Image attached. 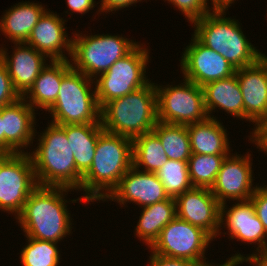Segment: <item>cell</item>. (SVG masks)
<instances>
[{
  "mask_svg": "<svg viewBox=\"0 0 267 266\" xmlns=\"http://www.w3.org/2000/svg\"><path fill=\"white\" fill-rule=\"evenodd\" d=\"M67 187L38 186L27 198L21 214L16 218L25 237L59 243L72 236L73 218L67 203H87L82 197L70 200ZM70 212V213H69Z\"/></svg>",
  "mask_w": 267,
  "mask_h": 266,
  "instance_id": "1",
  "label": "cell"
},
{
  "mask_svg": "<svg viewBox=\"0 0 267 266\" xmlns=\"http://www.w3.org/2000/svg\"><path fill=\"white\" fill-rule=\"evenodd\" d=\"M132 166V139L103 130L98 136L91 167L82 176L84 193L81 195L87 205L103 202Z\"/></svg>",
  "mask_w": 267,
  "mask_h": 266,
  "instance_id": "2",
  "label": "cell"
},
{
  "mask_svg": "<svg viewBox=\"0 0 267 266\" xmlns=\"http://www.w3.org/2000/svg\"><path fill=\"white\" fill-rule=\"evenodd\" d=\"M47 123L42 133L36 130V147L28 152L38 186L67 187L80 193L82 175L76 169L65 125H57L49 120Z\"/></svg>",
  "mask_w": 267,
  "mask_h": 266,
  "instance_id": "3",
  "label": "cell"
},
{
  "mask_svg": "<svg viewBox=\"0 0 267 266\" xmlns=\"http://www.w3.org/2000/svg\"><path fill=\"white\" fill-rule=\"evenodd\" d=\"M228 10H212L194 20L193 35L206 47L222 55L236 69L255 64L266 53L256 49L244 35L242 23L231 16ZM241 25V26H240Z\"/></svg>",
  "mask_w": 267,
  "mask_h": 266,
  "instance_id": "4",
  "label": "cell"
},
{
  "mask_svg": "<svg viewBox=\"0 0 267 266\" xmlns=\"http://www.w3.org/2000/svg\"><path fill=\"white\" fill-rule=\"evenodd\" d=\"M158 122L157 92L154 83L113 99L101 108L103 130L134 139L152 132Z\"/></svg>",
  "mask_w": 267,
  "mask_h": 266,
  "instance_id": "5",
  "label": "cell"
},
{
  "mask_svg": "<svg viewBox=\"0 0 267 266\" xmlns=\"http://www.w3.org/2000/svg\"><path fill=\"white\" fill-rule=\"evenodd\" d=\"M79 31L71 33L73 37L70 63L74 70L93 80L105 73L139 43L122 34H88L89 31H85L87 34H84Z\"/></svg>",
  "mask_w": 267,
  "mask_h": 266,
  "instance_id": "6",
  "label": "cell"
},
{
  "mask_svg": "<svg viewBox=\"0 0 267 266\" xmlns=\"http://www.w3.org/2000/svg\"><path fill=\"white\" fill-rule=\"evenodd\" d=\"M57 125L101 123L95 83L73 68L62 78L54 105L47 111Z\"/></svg>",
  "mask_w": 267,
  "mask_h": 266,
  "instance_id": "7",
  "label": "cell"
},
{
  "mask_svg": "<svg viewBox=\"0 0 267 266\" xmlns=\"http://www.w3.org/2000/svg\"><path fill=\"white\" fill-rule=\"evenodd\" d=\"M138 43L127 55L117 60L105 73L94 79L97 102L102 108L109 101L146 86L151 60L149 47Z\"/></svg>",
  "mask_w": 267,
  "mask_h": 266,
  "instance_id": "8",
  "label": "cell"
},
{
  "mask_svg": "<svg viewBox=\"0 0 267 266\" xmlns=\"http://www.w3.org/2000/svg\"><path fill=\"white\" fill-rule=\"evenodd\" d=\"M171 83H155L158 121L188 125L206 120L203 88L185 78L178 85Z\"/></svg>",
  "mask_w": 267,
  "mask_h": 266,
  "instance_id": "9",
  "label": "cell"
},
{
  "mask_svg": "<svg viewBox=\"0 0 267 266\" xmlns=\"http://www.w3.org/2000/svg\"><path fill=\"white\" fill-rule=\"evenodd\" d=\"M213 241L202 228L176 216L161 230L149 251L169 258L191 260L203 266L212 263L205 254Z\"/></svg>",
  "mask_w": 267,
  "mask_h": 266,
  "instance_id": "10",
  "label": "cell"
},
{
  "mask_svg": "<svg viewBox=\"0 0 267 266\" xmlns=\"http://www.w3.org/2000/svg\"><path fill=\"white\" fill-rule=\"evenodd\" d=\"M38 187L29 153L11 154L0 165V210L14 215L22 212L30 194Z\"/></svg>",
  "mask_w": 267,
  "mask_h": 266,
  "instance_id": "11",
  "label": "cell"
},
{
  "mask_svg": "<svg viewBox=\"0 0 267 266\" xmlns=\"http://www.w3.org/2000/svg\"><path fill=\"white\" fill-rule=\"evenodd\" d=\"M225 202L220 205V231L218 236L228 235L229 241L237 239L240 244L254 245L252 255H267V234L250 200ZM230 208H229V207ZM226 232H222L221 230Z\"/></svg>",
  "mask_w": 267,
  "mask_h": 266,
  "instance_id": "12",
  "label": "cell"
},
{
  "mask_svg": "<svg viewBox=\"0 0 267 266\" xmlns=\"http://www.w3.org/2000/svg\"><path fill=\"white\" fill-rule=\"evenodd\" d=\"M252 154L231 153L223 160L215 182L210 188L220 204L227 201L250 200L259 183L254 185ZM254 185V186H253Z\"/></svg>",
  "mask_w": 267,
  "mask_h": 266,
  "instance_id": "13",
  "label": "cell"
},
{
  "mask_svg": "<svg viewBox=\"0 0 267 266\" xmlns=\"http://www.w3.org/2000/svg\"><path fill=\"white\" fill-rule=\"evenodd\" d=\"M191 35V41L183 48L179 60L183 78L202 87L209 82L226 79L236 73V68L222 55Z\"/></svg>",
  "mask_w": 267,
  "mask_h": 266,
  "instance_id": "14",
  "label": "cell"
},
{
  "mask_svg": "<svg viewBox=\"0 0 267 266\" xmlns=\"http://www.w3.org/2000/svg\"><path fill=\"white\" fill-rule=\"evenodd\" d=\"M176 216L202 228L214 240L220 229V203L210 188L192 187L175 198Z\"/></svg>",
  "mask_w": 267,
  "mask_h": 266,
  "instance_id": "15",
  "label": "cell"
},
{
  "mask_svg": "<svg viewBox=\"0 0 267 266\" xmlns=\"http://www.w3.org/2000/svg\"><path fill=\"white\" fill-rule=\"evenodd\" d=\"M59 15L48 8L25 42L50 61L70 60L68 58L72 53V35L69 36L66 31L67 27H65L67 20Z\"/></svg>",
  "mask_w": 267,
  "mask_h": 266,
  "instance_id": "16",
  "label": "cell"
},
{
  "mask_svg": "<svg viewBox=\"0 0 267 266\" xmlns=\"http://www.w3.org/2000/svg\"><path fill=\"white\" fill-rule=\"evenodd\" d=\"M37 114L23 97L2 107L3 152L28 153L34 146Z\"/></svg>",
  "mask_w": 267,
  "mask_h": 266,
  "instance_id": "17",
  "label": "cell"
},
{
  "mask_svg": "<svg viewBox=\"0 0 267 266\" xmlns=\"http://www.w3.org/2000/svg\"><path fill=\"white\" fill-rule=\"evenodd\" d=\"M235 74L243 96L244 120L254 126L251 134L267 120V54L253 65L236 69Z\"/></svg>",
  "mask_w": 267,
  "mask_h": 266,
  "instance_id": "18",
  "label": "cell"
},
{
  "mask_svg": "<svg viewBox=\"0 0 267 266\" xmlns=\"http://www.w3.org/2000/svg\"><path fill=\"white\" fill-rule=\"evenodd\" d=\"M168 198L156 173L143 172L132 166L120 179L118 186L101 203L117 202L120 208L124 209L128 207V203H134L141 208Z\"/></svg>",
  "mask_w": 267,
  "mask_h": 266,
  "instance_id": "19",
  "label": "cell"
},
{
  "mask_svg": "<svg viewBox=\"0 0 267 266\" xmlns=\"http://www.w3.org/2000/svg\"><path fill=\"white\" fill-rule=\"evenodd\" d=\"M13 44L10 55L6 45L0 44V59L7 66L14 89L23 97L50 60L25 42Z\"/></svg>",
  "mask_w": 267,
  "mask_h": 266,
  "instance_id": "20",
  "label": "cell"
},
{
  "mask_svg": "<svg viewBox=\"0 0 267 266\" xmlns=\"http://www.w3.org/2000/svg\"><path fill=\"white\" fill-rule=\"evenodd\" d=\"M204 93V105L208 117L218 119L213 115L217 108L226 112L229 116L244 120L243 96L234 74L229 78L209 82L202 86Z\"/></svg>",
  "mask_w": 267,
  "mask_h": 266,
  "instance_id": "21",
  "label": "cell"
},
{
  "mask_svg": "<svg viewBox=\"0 0 267 266\" xmlns=\"http://www.w3.org/2000/svg\"><path fill=\"white\" fill-rule=\"evenodd\" d=\"M72 69L70 60L50 61L40 72L33 86L23 96L35 110L47 111L56 102L62 78Z\"/></svg>",
  "mask_w": 267,
  "mask_h": 266,
  "instance_id": "22",
  "label": "cell"
},
{
  "mask_svg": "<svg viewBox=\"0 0 267 266\" xmlns=\"http://www.w3.org/2000/svg\"><path fill=\"white\" fill-rule=\"evenodd\" d=\"M221 119L208 117L202 122L186 125L192 154L230 155L231 142ZM229 137V138H228Z\"/></svg>",
  "mask_w": 267,
  "mask_h": 266,
  "instance_id": "23",
  "label": "cell"
},
{
  "mask_svg": "<svg viewBox=\"0 0 267 266\" xmlns=\"http://www.w3.org/2000/svg\"><path fill=\"white\" fill-rule=\"evenodd\" d=\"M47 10L41 2L21 1L5 10L0 17V35L12 42H26L33 27Z\"/></svg>",
  "mask_w": 267,
  "mask_h": 266,
  "instance_id": "24",
  "label": "cell"
},
{
  "mask_svg": "<svg viewBox=\"0 0 267 266\" xmlns=\"http://www.w3.org/2000/svg\"><path fill=\"white\" fill-rule=\"evenodd\" d=\"M134 236L149 249L159 237L161 230L176 217L175 198L141 207Z\"/></svg>",
  "mask_w": 267,
  "mask_h": 266,
  "instance_id": "25",
  "label": "cell"
},
{
  "mask_svg": "<svg viewBox=\"0 0 267 266\" xmlns=\"http://www.w3.org/2000/svg\"><path fill=\"white\" fill-rule=\"evenodd\" d=\"M102 123L65 125L77 171L83 176L91 167Z\"/></svg>",
  "mask_w": 267,
  "mask_h": 266,
  "instance_id": "26",
  "label": "cell"
},
{
  "mask_svg": "<svg viewBox=\"0 0 267 266\" xmlns=\"http://www.w3.org/2000/svg\"><path fill=\"white\" fill-rule=\"evenodd\" d=\"M132 141L136 169L156 173L168 160L160 139L153 132L137 136Z\"/></svg>",
  "mask_w": 267,
  "mask_h": 266,
  "instance_id": "27",
  "label": "cell"
},
{
  "mask_svg": "<svg viewBox=\"0 0 267 266\" xmlns=\"http://www.w3.org/2000/svg\"><path fill=\"white\" fill-rule=\"evenodd\" d=\"M152 132L160 139L168 159L188 162L192 153L186 125L158 121Z\"/></svg>",
  "mask_w": 267,
  "mask_h": 266,
  "instance_id": "28",
  "label": "cell"
},
{
  "mask_svg": "<svg viewBox=\"0 0 267 266\" xmlns=\"http://www.w3.org/2000/svg\"><path fill=\"white\" fill-rule=\"evenodd\" d=\"M27 238V239H26ZM19 258L22 266H59L62 260L60 243L26 237Z\"/></svg>",
  "mask_w": 267,
  "mask_h": 266,
  "instance_id": "29",
  "label": "cell"
},
{
  "mask_svg": "<svg viewBox=\"0 0 267 266\" xmlns=\"http://www.w3.org/2000/svg\"><path fill=\"white\" fill-rule=\"evenodd\" d=\"M227 156L229 155L191 154L188 159V171L192 186L211 188Z\"/></svg>",
  "mask_w": 267,
  "mask_h": 266,
  "instance_id": "30",
  "label": "cell"
},
{
  "mask_svg": "<svg viewBox=\"0 0 267 266\" xmlns=\"http://www.w3.org/2000/svg\"><path fill=\"white\" fill-rule=\"evenodd\" d=\"M168 197L176 198L193 186L189 178L188 162L168 159L156 172Z\"/></svg>",
  "mask_w": 267,
  "mask_h": 266,
  "instance_id": "31",
  "label": "cell"
},
{
  "mask_svg": "<svg viewBox=\"0 0 267 266\" xmlns=\"http://www.w3.org/2000/svg\"><path fill=\"white\" fill-rule=\"evenodd\" d=\"M165 2L173 5L174 9H178L183 16H185L188 23L202 18L213 9L206 0H164Z\"/></svg>",
  "mask_w": 267,
  "mask_h": 266,
  "instance_id": "32",
  "label": "cell"
},
{
  "mask_svg": "<svg viewBox=\"0 0 267 266\" xmlns=\"http://www.w3.org/2000/svg\"><path fill=\"white\" fill-rule=\"evenodd\" d=\"M21 96L14 89L6 64L0 59V109L17 101Z\"/></svg>",
  "mask_w": 267,
  "mask_h": 266,
  "instance_id": "33",
  "label": "cell"
},
{
  "mask_svg": "<svg viewBox=\"0 0 267 266\" xmlns=\"http://www.w3.org/2000/svg\"><path fill=\"white\" fill-rule=\"evenodd\" d=\"M260 185H258V187L256 188L255 192L250 198V201L252 202L256 215L262 222L267 234V185Z\"/></svg>",
  "mask_w": 267,
  "mask_h": 266,
  "instance_id": "34",
  "label": "cell"
},
{
  "mask_svg": "<svg viewBox=\"0 0 267 266\" xmlns=\"http://www.w3.org/2000/svg\"><path fill=\"white\" fill-rule=\"evenodd\" d=\"M141 1L143 2V0H99L98 4L100 5H98L99 7L97 6L98 9L96 8L97 11L94 15L97 17L96 14L98 16H101L102 14L104 16L111 12L114 14L116 11L119 12V10H125L126 8L133 6V4H135L136 7V4L141 3Z\"/></svg>",
  "mask_w": 267,
  "mask_h": 266,
  "instance_id": "35",
  "label": "cell"
},
{
  "mask_svg": "<svg viewBox=\"0 0 267 266\" xmlns=\"http://www.w3.org/2000/svg\"><path fill=\"white\" fill-rule=\"evenodd\" d=\"M148 266H201L198 262L187 259L169 258L149 252Z\"/></svg>",
  "mask_w": 267,
  "mask_h": 266,
  "instance_id": "36",
  "label": "cell"
},
{
  "mask_svg": "<svg viewBox=\"0 0 267 266\" xmlns=\"http://www.w3.org/2000/svg\"><path fill=\"white\" fill-rule=\"evenodd\" d=\"M65 2L68 5L67 7L69 8L67 11H65V13L69 16H72L74 13L84 16V14L88 13L90 10H94V8L99 3L95 0H65Z\"/></svg>",
  "mask_w": 267,
  "mask_h": 266,
  "instance_id": "37",
  "label": "cell"
},
{
  "mask_svg": "<svg viewBox=\"0 0 267 266\" xmlns=\"http://www.w3.org/2000/svg\"><path fill=\"white\" fill-rule=\"evenodd\" d=\"M249 143L255 144L256 149L267 155V125H258L255 130L248 135Z\"/></svg>",
  "mask_w": 267,
  "mask_h": 266,
  "instance_id": "38",
  "label": "cell"
},
{
  "mask_svg": "<svg viewBox=\"0 0 267 266\" xmlns=\"http://www.w3.org/2000/svg\"><path fill=\"white\" fill-rule=\"evenodd\" d=\"M230 259H238L239 258V264L243 265V263H248L252 266H267V255H244L240 252H236L233 255H230Z\"/></svg>",
  "mask_w": 267,
  "mask_h": 266,
  "instance_id": "39",
  "label": "cell"
},
{
  "mask_svg": "<svg viewBox=\"0 0 267 266\" xmlns=\"http://www.w3.org/2000/svg\"><path fill=\"white\" fill-rule=\"evenodd\" d=\"M226 261L222 264H214V262L203 265V266H239V258L238 259H230L229 257L225 259Z\"/></svg>",
  "mask_w": 267,
  "mask_h": 266,
  "instance_id": "40",
  "label": "cell"
},
{
  "mask_svg": "<svg viewBox=\"0 0 267 266\" xmlns=\"http://www.w3.org/2000/svg\"><path fill=\"white\" fill-rule=\"evenodd\" d=\"M0 151L3 152V119H2V108L0 109Z\"/></svg>",
  "mask_w": 267,
  "mask_h": 266,
  "instance_id": "41",
  "label": "cell"
},
{
  "mask_svg": "<svg viewBox=\"0 0 267 266\" xmlns=\"http://www.w3.org/2000/svg\"><path fill=\"white\" fill-rule=\"evenodd\" d=\"M10 153L0 151V165L10 156Z\"/></svg>",
  "mask_w": 267,
  "mask_h": 266,
  "instance_id": "42",
  "label": "cell"
},
{
  "mask_svg": "<svg viewBox=\"0 0 267 266\" xmlns=\"http://www.w3.org/2000/svg\"><path fill=\"white\" fill-rule=\"evenodd\" d=\"M259 125H267V120L262 121Z\"/></svg>",
  "mask_w": 267,
  "mask_h": 266,
  "instance_id": "43",
  "label": "cell"
}]
</instances>
